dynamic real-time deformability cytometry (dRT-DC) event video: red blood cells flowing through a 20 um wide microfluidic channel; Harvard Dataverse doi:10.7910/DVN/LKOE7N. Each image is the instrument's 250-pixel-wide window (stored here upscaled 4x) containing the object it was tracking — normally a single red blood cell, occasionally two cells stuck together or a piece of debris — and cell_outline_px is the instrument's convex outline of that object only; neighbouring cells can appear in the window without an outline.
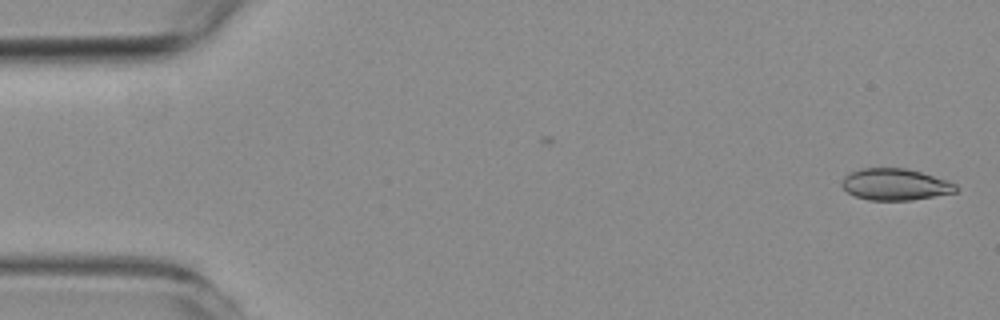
{"species": "common noctule bat (a hibernating species)", "species_latin": "Nyctalus noctula", "temperature_condition": "room temperature", "stored_images_in_passage": 2, "camera_frame_rate_fps": 3000, "um_per_image_px": 0.085, "animal": {"sex": "female", "body_mass_g": 19.3, "forearm_length_mm": 54.1}, "frame": {"image": 1, "passage_image": 1, "time_ms": 0.0, "image_size_px": [1000, 320], "cell_outline_px": [[960, 188], [956, 192], [912, 200], [868, 200], [856, 196], [848, 192], [840, 184], [844, 176], [860, 168], [904, 168], [920, 172], [948, 180], [956, 184]], "centroid_in_image_um": [76.11, 15.68], "position_along_channel_um": 8.9, "area_um2": 20.98}}